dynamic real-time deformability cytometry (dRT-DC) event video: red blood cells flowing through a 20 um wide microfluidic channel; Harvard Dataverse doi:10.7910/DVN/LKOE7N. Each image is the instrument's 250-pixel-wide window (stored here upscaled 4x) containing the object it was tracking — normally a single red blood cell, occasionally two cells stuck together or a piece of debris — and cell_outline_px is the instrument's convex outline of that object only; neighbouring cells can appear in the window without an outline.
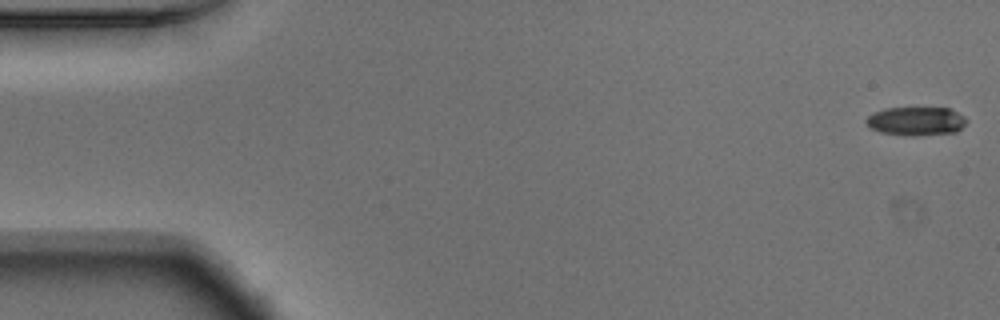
{"species": "Egyptian fruit bat (a non-hibernating species)", "species_latin": "Rousettus aegyptiacus", "temperature_condition": "warm", "stored_images_in_passage": 54, "camera_frame_rate_fps": 3000, "um_per_image_px": 0.085, "animal": {"sex": "male"}, "frame": {"image": 1, "passage_image": 1, "time_ms": 0.0, "image_size_px": [1000, 320], "cell_outline_px": [[968, 120], [956, 132], [912, 136], [880, 132], [868, 128], [864, 120], [868, 116], [884, 108], [916, 104], [948, 108], [964, 116]], "centroid_in_image_um": [77.83, 10.23], "position_along_channel_um": 7.2, "area_um2": 17.63}}
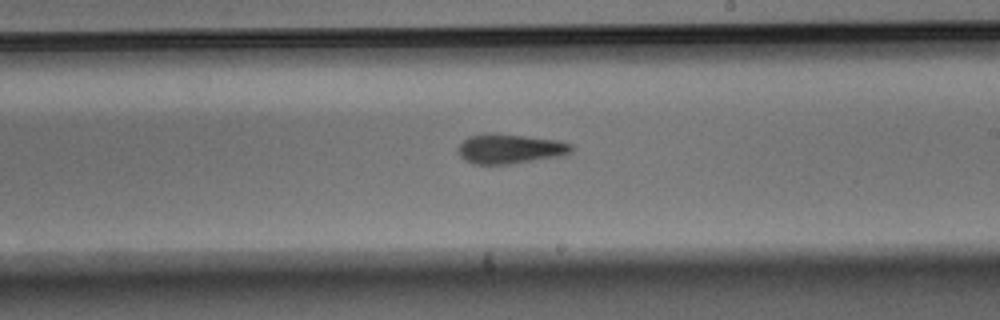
{"frame": {"image": 2, "passage_image": 31, "time_ms": 10.0, "image_size_px": [1000, 320], "cell_outline_px": [[572, 152], [564, 156], [512, 164], [472, 164], [464, 160], [456, 152], [460, 144], [468, 136], [524, 136], [560, 140], [572, 144]], "centroid_in_image_um": [43.41, 12.7], "position_along_channel_um": 245.6, "area_um2": 19.19}}
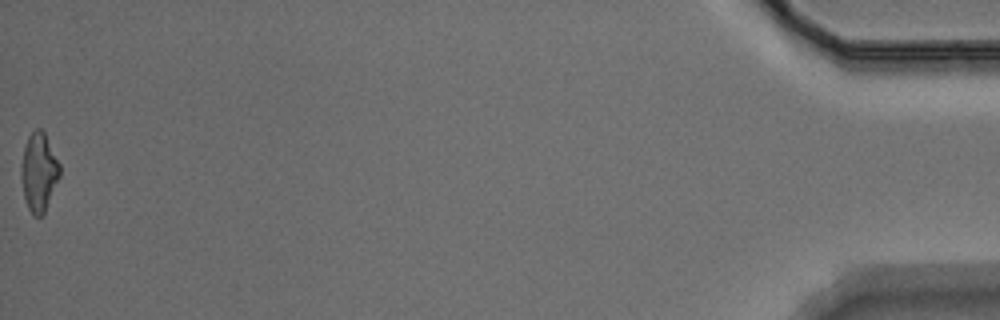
{"frame": {"image": 3, "passage_image": 54, "time_ms": 17.667, "image_size_px": [1000, 320], "cell_outline_px": [[60, 176], [44, 212], [40, 216], [36, 216], [28, 208], [24, 196], [20, 176], [20, 168], [24, 148], [28, 136], [36, 128], [40, 128], [44, 132], [60, 164]], "centroid_in_image_um": [3.29, 14.6], "position_along_channel_um": 431.9, "area_um2": 17.46}, "authors_computed_cell_mechanics": {"area_um2": 18.6116, "velocity_mm_per_s": 3.7508, "shape_relaxation_time_tau1_ms": 4.6744, "shape_relaxation_time_tau2_ms": 4.4522, "deformation_change_tau1": 0.1583, "deformation_change_tau2": 0.1503}}